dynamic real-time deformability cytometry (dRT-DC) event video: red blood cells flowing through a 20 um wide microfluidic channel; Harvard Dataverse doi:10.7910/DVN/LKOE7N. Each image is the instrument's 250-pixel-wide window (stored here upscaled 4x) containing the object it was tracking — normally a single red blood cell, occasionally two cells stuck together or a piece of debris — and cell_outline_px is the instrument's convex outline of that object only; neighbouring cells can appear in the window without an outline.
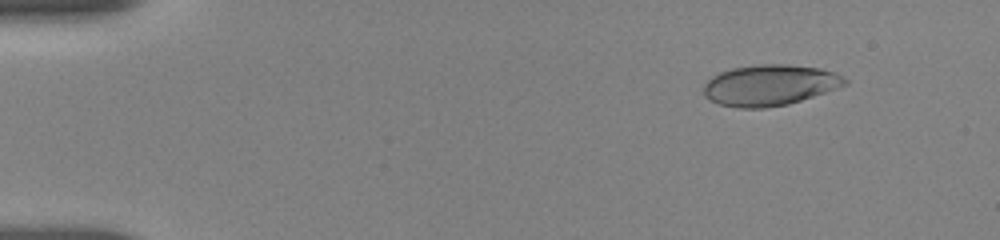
{"species": "human", "species_latin": "Homo sapiens", "temperature_condition": "room temperature", "stored_images_in_passage": 55, "camera_frame_rate_fps": 3000, "um_per_image_px": 0.085, "donor": {"sex": "female"}, "frame": {"image": 1, "passage_image": 6, "time_ms": 1.667, "image_size_px": [1000, 240], "cell_outline_px": [[848, 84], [788, 104], [764, 108], [736, 108], [720, 104], [708, 100], [704, 96], [704, 84], [712, 76], [720, 72], [732, 68], [760, 64], [788, 64], [820, 68], [836, 72], [848, 80]], "centroid_in_image_um": [65.41, 7.23], "position_along_channel_um": 19.6, "area_um2": 33.7}}
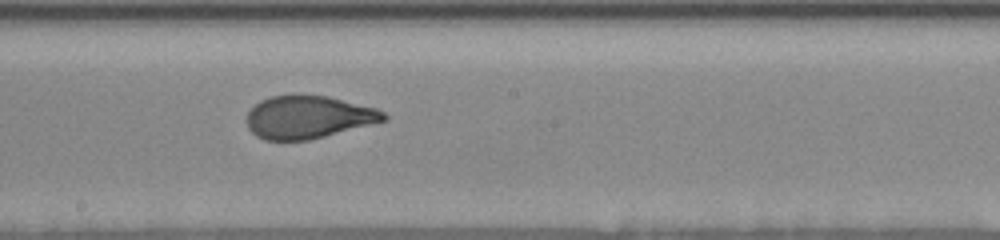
{"frame": {"image": 2, "passage_image": 31, "time_ms": 10.0, "image_size_px": [1000, 240], "cell_outline_px": [[388, 120], [308, 140], [264, 140], [256, 136], [248, 128], [248, 112], [260, 100], [272, 96], [296, 92], [328, 96], [376, 108], [384, 112], [388, 116]], "centroid_in_image_um": [26.2, 9.92], "position_along_channel_um": 222.0, "area_um2": 34.51}}
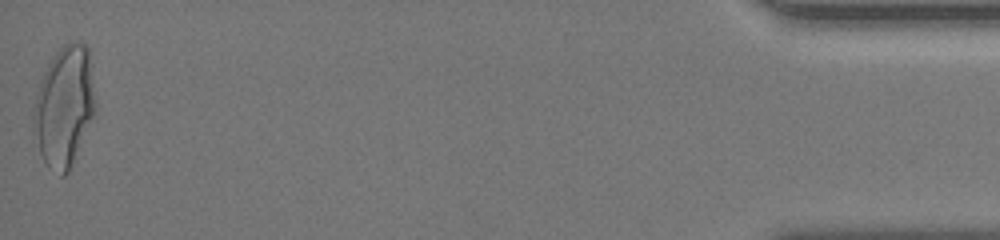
{"frame": {"image": 3, "passage_image": 55, "time_ms": 18.0, "image_size_px": [1000, 240], "cell_outline_px": [[96, 108], [68, 172], [64, 176], [60, 176], [48, 168], [40, 152], [32, 132], [32, 116], [36, 96], [40, 80], [52, 56], [68, 40], [72, 40], [84, 44], [88, 48], [96, 104]], "centroid_in_image_um": [5.43, 9.03], "position_along_channel_um": 429.8, "area_um2": 43.23}, "authors_computed_cell_mechanics": {"area_um2": 34.7378, "velocity_mm_per_s": 3.658, "shape_relaxation_time_tau1_ms": 4.5782, "shape_relaxation_time_tau2_ms": null, "deformation_change_tau1": 0.1794, "deformation_change_tau2": null}}